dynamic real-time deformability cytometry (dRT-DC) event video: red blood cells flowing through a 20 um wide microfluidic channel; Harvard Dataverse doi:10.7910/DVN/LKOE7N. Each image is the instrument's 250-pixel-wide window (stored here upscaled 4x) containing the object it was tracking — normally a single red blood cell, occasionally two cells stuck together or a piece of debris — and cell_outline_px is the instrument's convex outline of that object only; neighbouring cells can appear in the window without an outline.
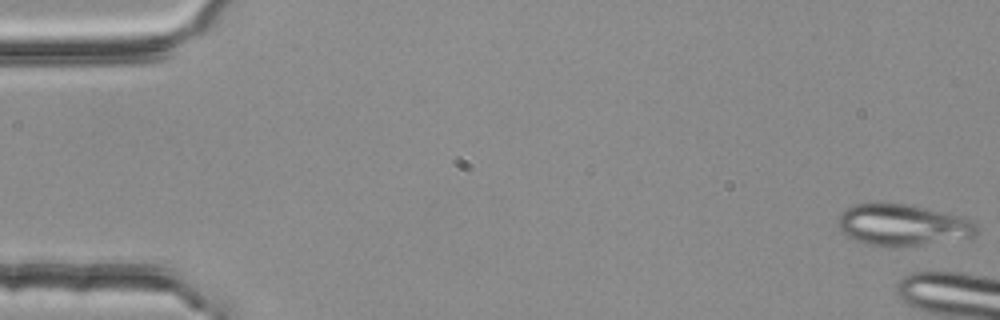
{"species": "common noctule bat (a hibernating species)", "species_latin": "Nyctalus noctula", "temperature_condition": "room temperature", "stored_images_in_passage": 6, "camera_frame_rate_fps": 3000, "um_per_image_px": 0.085, "animal": {"sex": "female", "body_mass_g": 25.1}, "frame": {"image": 1, "passage_image": 1, "time_ms": 0.0, "image_size_px": [1000, 320], "cell_outline_px": [[976, 232], [972, 236], [892, 248], [888, 248], [864, 244], [840, 232], [836, 224], [836, 216], [844, 208], [852, 204], [904, 204], [964, 216], [972, 220], [976, 224]], "centroid_in_image_um": [76.6, 19.12], "position_along_channel_um": 8.4, "area_um2": 33.47}}